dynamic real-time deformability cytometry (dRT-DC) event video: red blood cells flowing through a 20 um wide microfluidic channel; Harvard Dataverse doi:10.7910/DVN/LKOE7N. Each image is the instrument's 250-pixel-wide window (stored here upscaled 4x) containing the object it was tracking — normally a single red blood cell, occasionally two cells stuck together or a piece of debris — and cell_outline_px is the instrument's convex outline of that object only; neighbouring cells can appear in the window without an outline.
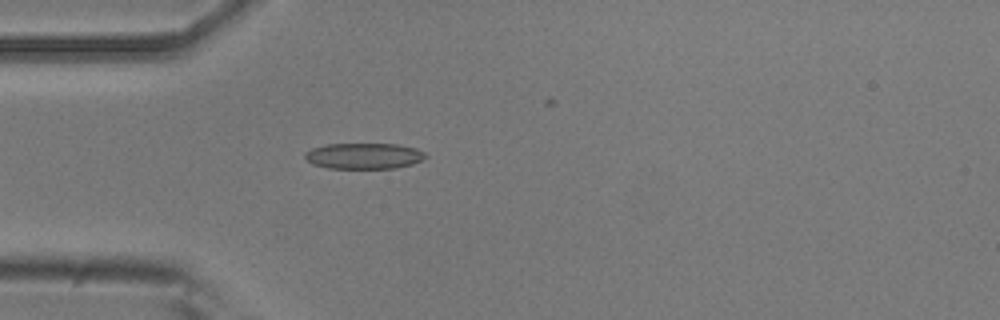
{"species": "common noctule bat (a hibernating species)", "species_latin": "Nyctalus noctula", "temperature_condition": "room temperature", "stored_images_in_passage": 24, "camera_frame_rate_fps": 3000, "um_per_image_px": 0.085, "animal": {"sex": "male", "body_mass_g": 20.5, "forearm_length_mm": 52.5}, "frame": {"image": 1, "passage_image": 1, "time_ms": 0.0, "image_size_px": [1000, 320], "cell_outline_px": [[428, 156], [412, 164], [396, 168], [328, 168], [312, 164], [304, 156], [304, 152], [312, 148], [324, 144], [396, 144], [416, 148], [424, 152]], "centroid_in_image_um": [30.91, 13.25], "position_along_channel_um": 54.1, "area_um2": 18.21}}
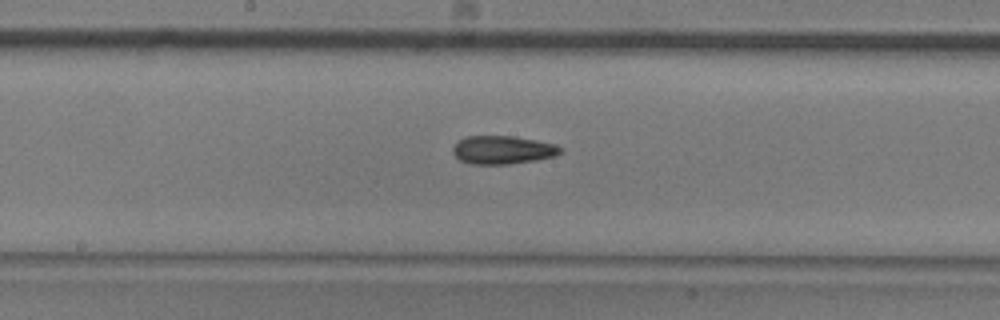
{"frame": {"image": 2, "passage_image": 13, "time_ms": 4.0, "image_size_px": [1000, 320], "cell_outline_px": [[564, 152], [552, 156], [536, 160], [508, 164], [472, 164], [460, 160], [452, 152], [452, 148], [456, 140], [464, 136], [512, 136], [536, 140], [556, 144], [564, 148]], "centroid_in_image_um": [42.72, 12.73], "position_along_channel_um": 205.5, "area_um2": 17.92}}
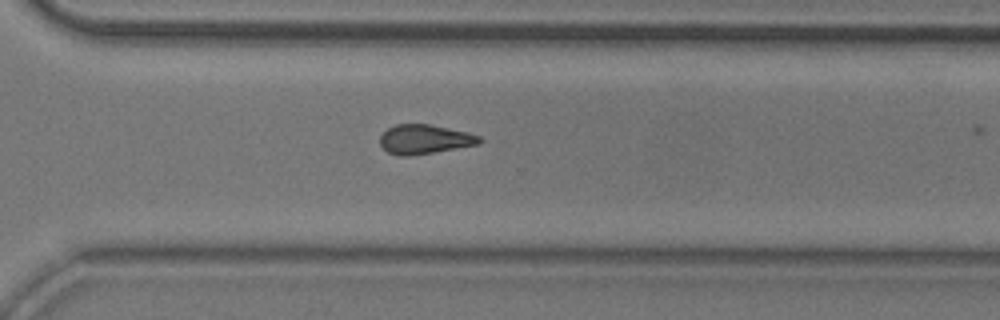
{"frame": {"image": 3, "passage_image": 23, "time_ms": 7.333, "image_size_px": [1000, 320], "cell_outline_px": [[484, 140], [480, 144], [408, 156], [400, 156], [388, 152], [380, 144], [380, 136], [388, 128], [396, 124], [428, 124], [468, 132], [480, 136]], "centroid_in_image_um": [36.11, 11.83], "position_along_channel_um": 334.5, "area_um2": 16.88}}